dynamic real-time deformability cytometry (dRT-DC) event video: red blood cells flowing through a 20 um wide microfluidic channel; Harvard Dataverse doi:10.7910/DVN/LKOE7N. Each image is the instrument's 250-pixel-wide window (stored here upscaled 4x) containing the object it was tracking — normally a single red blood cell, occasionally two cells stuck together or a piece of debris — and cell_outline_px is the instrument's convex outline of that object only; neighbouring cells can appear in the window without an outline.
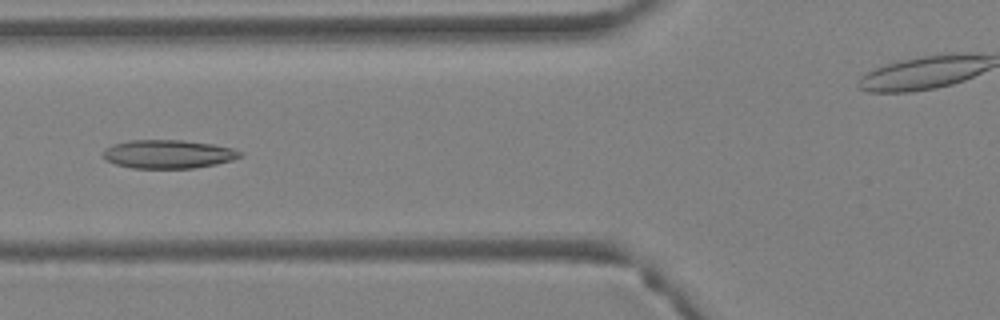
{"species": "Egyptian fruit bat (a non-hibernating species)", "species_latin": "Rousettus aegyptiacus", "temperature_condition": "warm", "stored_images_in_passage": 32, "camera_frame_rate_fps": 3000, "um_per_image_px": 0.085, "animal": {"sex": "female"}, "frame": {"image": 1, "passage_image": 5, "time_ms": 1.333, "image_size_px": [1000, 320], "cell_outline_px": [[244, 152], [240, 156], [232, 160], [216, 164], [192, 168], [132, 168], [116, 164], [104, 160], [104, 148], [112, 144], [128, 140], [184, 140], [212, 144], [232, 148]], "centroid_in_image_um": [14.27, 13.09], "position_along_channel_um": 111.5, "area_um2": 22.83}}
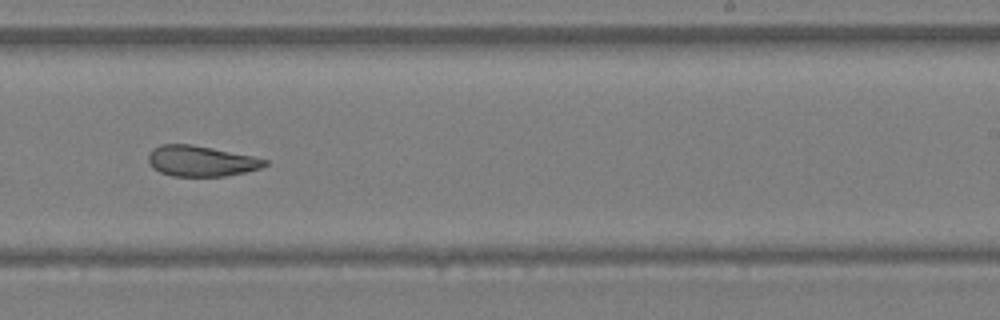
{"frame": {"image": 2, "passage_image": 15, "time_ms": 4.667, "image_size_px": [1000, 320], "cell_outline_px": [[268, 164], [260, 168], [244, 172], [224, 176], [172, 176], [160, 172], [152, 168], [148, 160], [148, 152], [152, 148], [160, 144], [192, 144], [252, 156], [268, 160]], "centroid_in_image_um": [17.04, 13.68], "position_along_channel_um": 272.0, "area_um2": 20.81}}
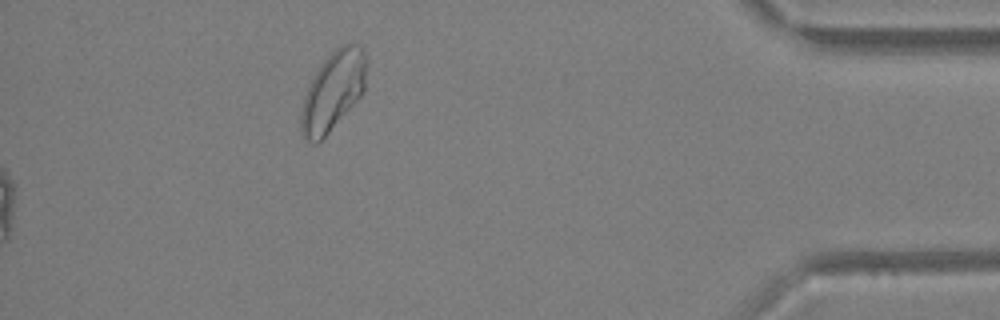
{"frame": {"image": 3, "passage_image": 32, "time_ms": 10.333, "image_size_px": [1000, 320], "cell_outline_px": [[368, 60], [364, 92], [328, 132], [316, 144], [304, 140], [300, 132], [300, 112], [304, 96], [316, 72], [324, 60], [340, 44], [348, 40], [356, 44], [368, 56]], "centroid_in_image_um": [28.32, 7.71], "position_along_channel_um": 406.9, "area_um2": 30.23}, "authors_computed_cell_mechanics": {"area_um2": 22.5998, "velocity_mm_per_s": 4.8227, "shape_relaxation_time_tau1_ms": null, "shape_relaxation_time_tau2_ms": 3.6779, "deformation_change_tau1": null, "deformation_change_tau2": 0.101}}